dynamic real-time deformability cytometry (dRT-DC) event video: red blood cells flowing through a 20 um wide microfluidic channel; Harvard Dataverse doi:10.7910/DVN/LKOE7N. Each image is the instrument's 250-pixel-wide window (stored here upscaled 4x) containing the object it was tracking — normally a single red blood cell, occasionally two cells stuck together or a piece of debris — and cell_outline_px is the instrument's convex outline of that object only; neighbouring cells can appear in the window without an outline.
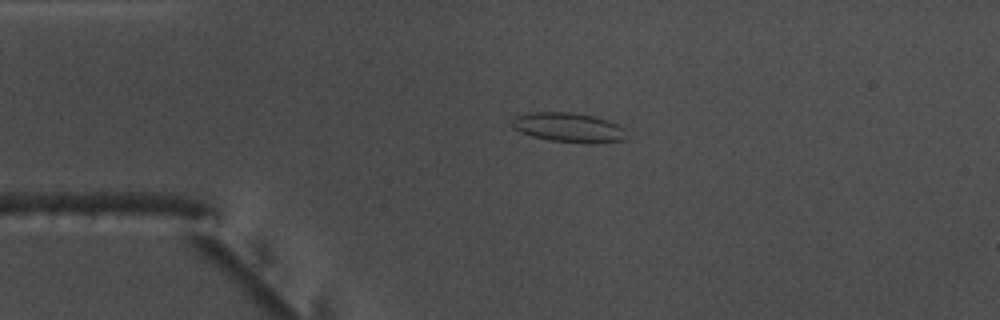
{"species": "common noctule bat (a hibernating species)", "species_latin": "Nyctalus noctula", "temperature_condition": "warm", "stored_images_in_passage": 42, "camera_frame_rate_fps": 3000, "um_per_image_px": 0.085, "animal": {"sex": "male", "body_mass_g": 17.5, "forearm_length_mm": 52.3}, "frame": {"image": 1, "passage_image": 12, "time_ms": 3.667, "image_size_px": [1000, 320], "cell_outline_px": [[624, 140], [588, 144], [584, 144], [548, 140], [532, 136], [520, 132], [512, 128], [512, 120], [516, 116], [528, 112], [572, 112], [592, 116], [608, 120], [624, 128]], "centroid_in_image_um": [48.29, 10.84], "position_along_channel_um": 36.7, "area_um2": 19.77}}
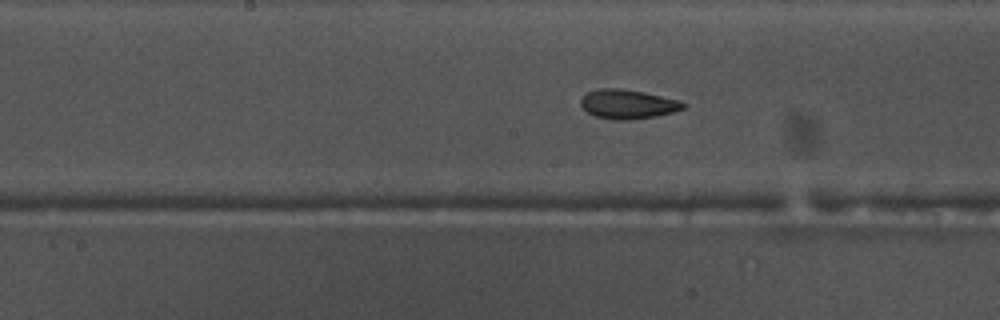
{"frame": {"image": 2, "passage_image": 27, "time_ms": 8.667, "image_size_px": [1000, 320], "cell_outline_px": [[688, 104], [684, 108], [672, 112], [656, 116], [632, 120], [612, 120], [596, 116], [588, 112], [580, 104], [580, 100], [588, 92], [596, 88], [620, 88], [644, 92], [680, 100]], "centroid_in_image_um": [53.38, 8.85], "position_along_channel_um": 194.8, "area_um2": 17.57}}
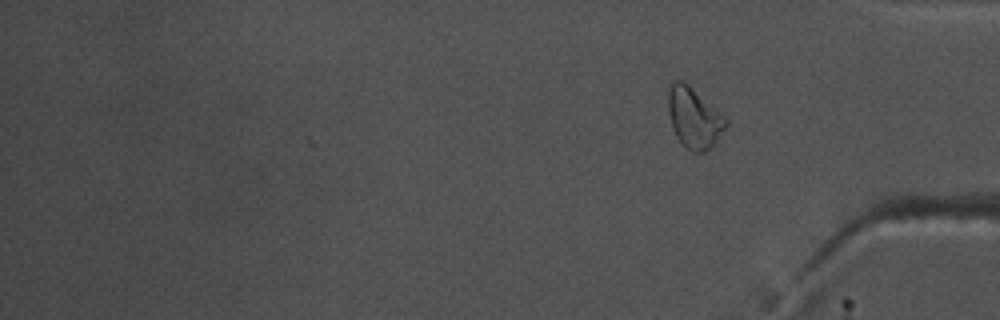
{"frame": {"image": 3, "passage_image": 42, "time_ms": 13.667, "image_size_px": [1000, 320], "cell_outline_px": [[728, 124], [716, 140], [704, 152], [692, 152], [676, 136], [672, 128], [668, 108], [668, 92], [672, 84], [676, 80], [684, 80], [724, 116], [728, 120]], "centroid_in_image_um": [58.98, 9.99], "position_along_channel_um": 376.2, "area_um2": 19.88}, "authors_computed_cell_mechanics": {"area_um2": 17.4845, "velocity_mm_per_s": 3.7662, "shape_relaxation_time_tau1_ms": 5.5109, "shape_relaxation_time_tau2_ms": 2.2099, "deformation_change_tau1": 0.1388, "deformation_change_tau2": 0.0884}}